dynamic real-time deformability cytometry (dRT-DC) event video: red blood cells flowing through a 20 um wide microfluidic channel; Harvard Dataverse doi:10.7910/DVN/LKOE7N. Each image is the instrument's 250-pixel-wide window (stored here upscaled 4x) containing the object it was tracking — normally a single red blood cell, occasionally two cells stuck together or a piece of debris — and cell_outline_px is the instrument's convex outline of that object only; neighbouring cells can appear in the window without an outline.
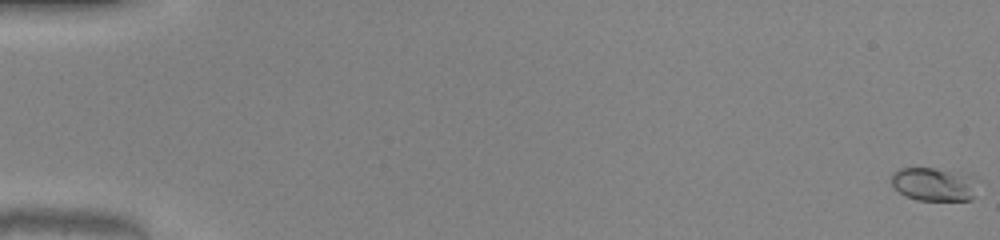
{"species": "common noctule bat (a hibernating species)", "species_latin": "Nyctalus noctula", "temperature_condition": "warm", "stored_images_in_passage": 52, "camera_frame_rate_fps": 3000, "um_per_image_px": 0.085, "animal": {"sex": "male", "body_mass_g": 20.0, "forearm_length_mm": 53.3}, "frame": {"image": 1, "passage_image": 1, "time_ms": 0.0, "image_size_px": [1000, 240], "cell_outline_px": [[976, 196], [972, 200], [916, 200], [900, 192], [892, 184], [892, 172], [900, 168], [936, 168], [976, 176]], "centroid_in_image_um": [79.44, 15.66], "position_along_channel_um": 5.6, "area_um2": 16.94}}
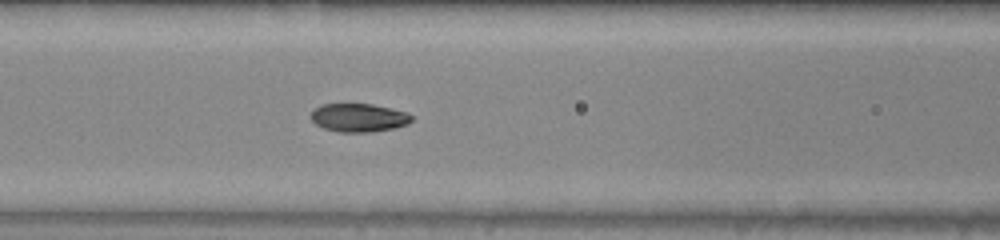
{"frame": {"image": 2, "passage_image": 24, "time_ms": 7.667, "image_size_px": [1000, 240], "cell_outline_px": [[412, 120], [408, 124], [396, 128], [372, 132], [340, 132], [324, 128], [316, 124], [308, 116], [312, 108], [320, 104], [372, 104], [408, 112], [412, 116]], "centroid_in_image_um": [30.47, 10.0], "position_along_channel_um": 136.1, "area_um2": 16.94}}
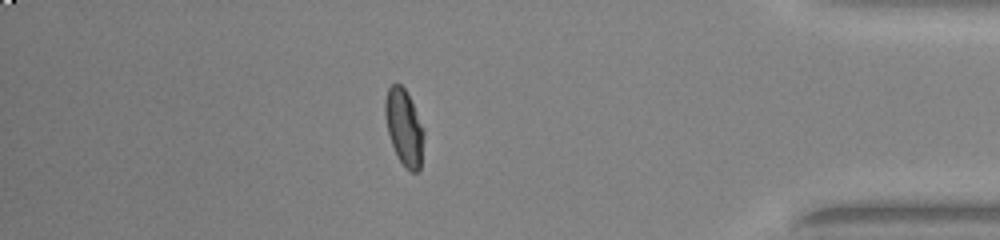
{"frame": {"image": 3, "passage_image": 46, "time_ms": 15.0, "image_size_px": [1000, 240], "cell_outline_px": [[424, 136], [420, 168], [416, 172], [412, 172], [404, 168], [396, 156], [388, 132], [384, 116], [384, 100], [388, 88], [396, 80], [404, 88], [412, 104], [424, 132]], "centroid_in_image_um": [34.31, 10.83], "position_along_channel_um": 400.9, "area_um2": 17.17}, "authors_computed_cell_mechanics": {"area_um2": 16.8487, "velocity_mm_per_s": 4.0777, "shape_relaxation_time_tau1_ms": 3.0886, "shape_relaxation_time_tau2_ms": 0.8651, "deformation_change_tau1": 0.1545, "deformation_change_tau2": 0.0421}}